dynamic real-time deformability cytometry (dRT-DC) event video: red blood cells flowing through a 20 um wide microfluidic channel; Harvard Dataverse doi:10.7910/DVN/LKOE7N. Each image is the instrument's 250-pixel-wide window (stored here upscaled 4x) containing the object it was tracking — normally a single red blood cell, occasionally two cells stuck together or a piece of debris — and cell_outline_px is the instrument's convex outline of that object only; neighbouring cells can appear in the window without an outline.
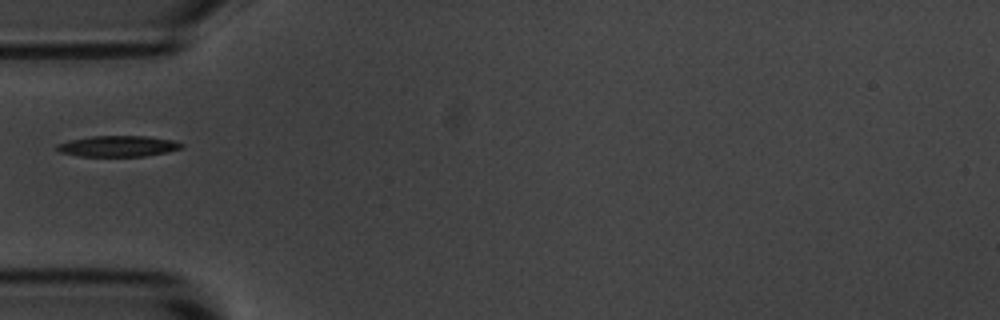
{"species": "common noctule bat (a hibernating species)", "species_latin": "Nyctalus noctula", "temperature_condition": "room temperature", "stored_images_in_passage": 9, "camera_frame_rate_fps": 3000, "um_per_image_px": 0.085, "animal": {"sex": "male", "body_mass_g": 20.1, "forearm_length_mm": 53.5}, "frame": {"image": 1, "passage_image": 4, "time_ms": 3.333, "image_size_px": [1000, 320], "cell_outline_px": [[184, 144], [180, 148], [168, 152], [144, 156], [80, 156], [60, 152], [56, 148], [56, 144], [72, 140], [92, 136], [148, 136], [172, 140]], "centroid_in_image_um": [10.04, 12.42], "position_along_channel_um": 75.0, "area_um2": 15.03}}
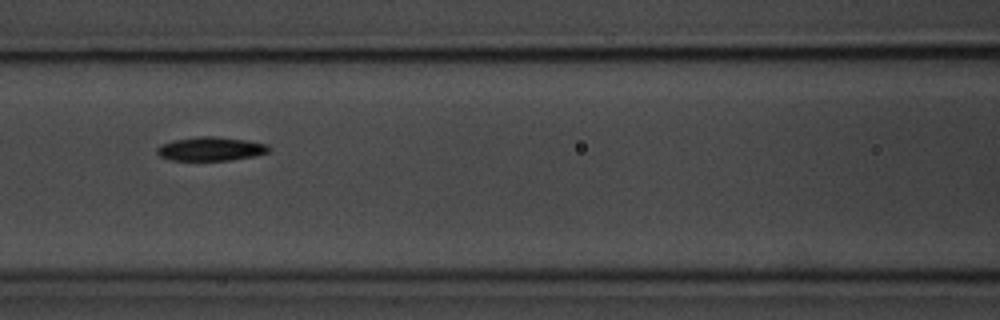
{"frame": {"image": 2, "passage_image": 6, "time_ms": 5.333, "image_size_px": [1000, 320], "cell_outline_px": [[272, 148], [268, 152], [252, 156], [228, 160], [172, 160], [160, 156], [156, 152], [156, 148], [160, 144], [172, 140], [196, 136], [220, 136], [248, 140], [268, 144]], "centroid_in_image_um": [17.91, 12.63], "position_along_channel_um": 148.7, "area_um2": 15.72}}
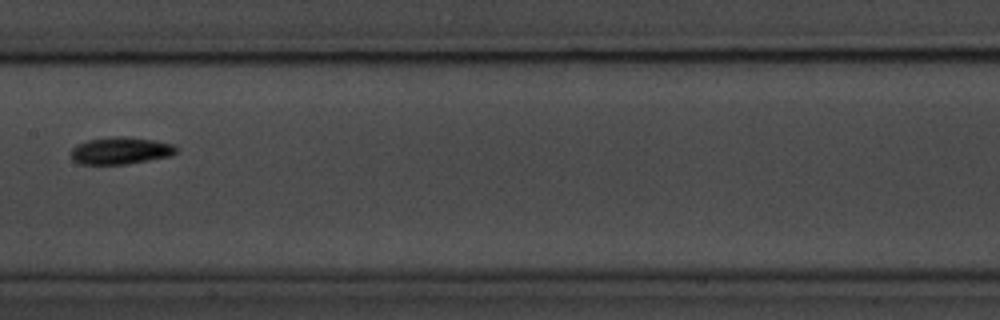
{"frame": {"image": 3, "passage_image": 7, "time_ms": 6.667, "image_size_px": [1000, 320], "cell_outline_px": [[176, 152], [172, 156], [128, 164], [80, 164], [72, 160], [72, 148], [76, 144], [88, 140], [112, 136], [128, 136], [156, 140], [172, 144], [176, 148]], "centroid_in_image_um": [10.25, 12.8], "position_along_channel_um": 197.1, "area_um2": 16.82}}